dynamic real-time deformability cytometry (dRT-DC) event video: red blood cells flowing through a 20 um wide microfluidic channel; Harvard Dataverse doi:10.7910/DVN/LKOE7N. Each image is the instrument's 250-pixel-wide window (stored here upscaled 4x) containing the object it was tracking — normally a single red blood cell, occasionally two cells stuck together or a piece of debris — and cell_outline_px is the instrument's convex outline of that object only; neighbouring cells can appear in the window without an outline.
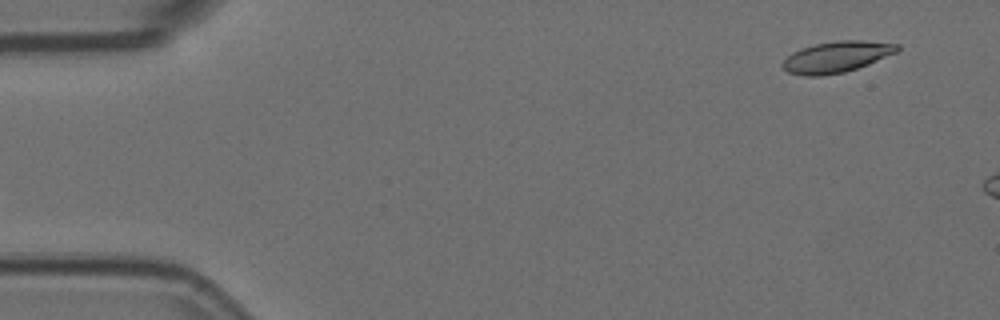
{"species": "Egyptian fruit bat (a non-hibernating species)", "species_latin": "Rousettus aegyptiacus", "temperature_condition": "room temperature", "stored_images_in_passage": 7, "camera_frame_rate_fps": 3000, "um_per_image_px": 0.085, "animal": {"sex": "female"}, "frame": {"image": 1, "passage_image": 1, "time_ms": 0.0, "image_size_px": [1000, 320], "cell_outline_px": [[900, 48], [896, 52], [868, 64], [844, 72], [820, 76], [804, 76], [788, 72], [780, 64], [792, 52], [800, 48], [816, 44], [840, 40], [860, 40], [900, 44]], "centroid_in_image_um": [71.08, 4.83], "position_along_channel_um": 13.9, "area_um2": 20.63}}